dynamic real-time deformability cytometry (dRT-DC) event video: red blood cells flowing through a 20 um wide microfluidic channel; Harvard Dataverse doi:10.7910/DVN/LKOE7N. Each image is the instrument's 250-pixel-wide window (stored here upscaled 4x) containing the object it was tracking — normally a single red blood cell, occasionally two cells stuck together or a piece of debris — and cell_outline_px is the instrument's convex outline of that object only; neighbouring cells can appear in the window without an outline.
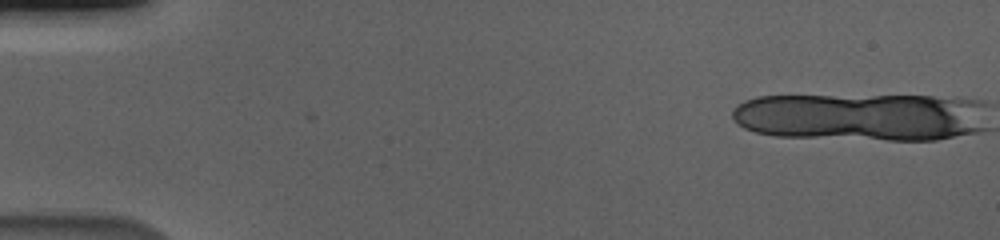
{"species": "human", "species_latin": "Homo sapiens", "temperature_condition": "cold", "stored_images_in_passage": 12, "camera_frame_rate_fps": 3000, "um_per_image_px": 0.085, "donor": {"sex": "male"}, "frame": {"image": 1, "passage_image": 1, "time_ms": 0.0, "image_size_px": [1000, 240], "cell_outline_px": [[964, 132], [948, 136], [928, 140], [896, 140], [796, 136], [760, 132], [748, 128], [740, 124], [736, 120], [736, 108], [740, 104], [748, 100], [764, 96], [928, 96], [940, 100]], "centroid_in_image_um": [72.23, 9.95], "position_along_channel_um": 12.8, "area_um2": 61.79}}